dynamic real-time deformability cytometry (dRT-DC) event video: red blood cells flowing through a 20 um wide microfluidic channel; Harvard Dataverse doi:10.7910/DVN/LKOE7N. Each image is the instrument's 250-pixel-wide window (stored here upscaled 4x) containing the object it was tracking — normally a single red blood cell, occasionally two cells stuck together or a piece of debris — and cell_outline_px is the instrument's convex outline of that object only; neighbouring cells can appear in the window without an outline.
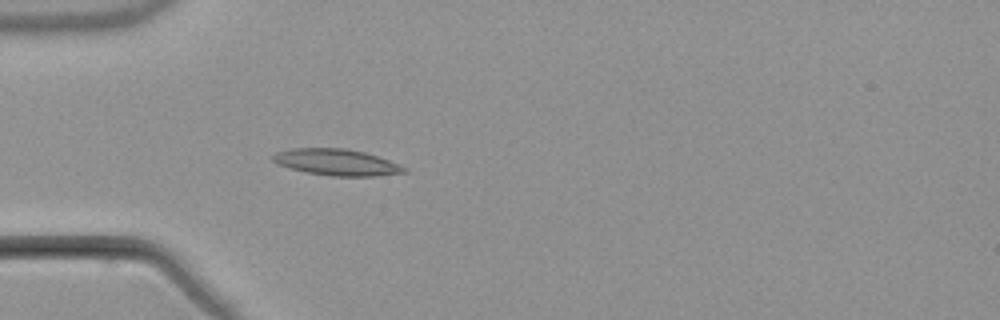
{"species": "common noctule bat (a hibernating species)", "species_latin": "Nyctalus noctula", "temperature_condition": "warm", "stored_images_in_passage": 4, "camera_frame_rate_fps": 3000, "um_per_image_px": 0.085, "animal": {"sex": "male", "body_mass_g": 21.5, "forearm_length_mm": 52.0}, "frame": {"image": 1, "passage_image": 4, "time_ms": 4.0, "image_size_px": [1000, 320], "cell_outline_px": [[408, 172], [372, 176], [332, 176], [308, 172], [288, 168], [276, 164], [268, 156], [276, 152], [292, 148], [344, 148], [364, 152], [388, 160], [408, 168]], "centroid_in_image_um": [28.55, 13.79], "position_along_channel_um": 56.4, "area_um2": 20.23}}